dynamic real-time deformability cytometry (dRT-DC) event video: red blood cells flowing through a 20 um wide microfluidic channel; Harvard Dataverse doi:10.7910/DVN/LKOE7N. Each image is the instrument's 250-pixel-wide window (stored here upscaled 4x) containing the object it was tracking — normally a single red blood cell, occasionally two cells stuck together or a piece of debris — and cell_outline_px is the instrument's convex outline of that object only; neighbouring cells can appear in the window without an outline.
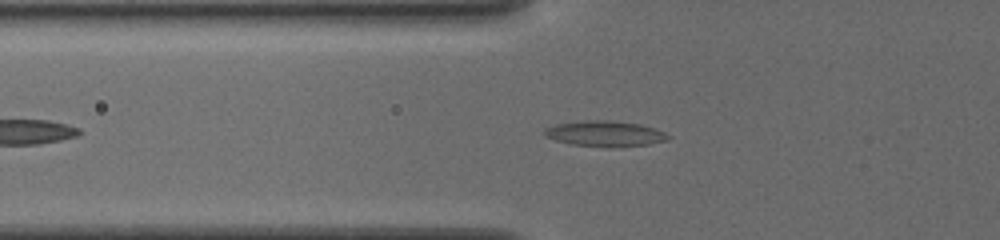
{"species": "common noctule bat (a hibernating species)", "species_latin": "Nyctalus noctula", "temperature_condition": "cold", "stored_images_in_passage": 21, "camera_frame_rate_fps": 3000, "um_per_image_px": 0.085, "animal": {"sex": "female", "body_mass_g": 19.5, "forearm_length_mm": 54.1}, "frame": {"image": 1, "passage_image": 10, "time_ms": 3.0, "image_size_px": [1000, 240], "cell_outline_px": [[672, 136], [668, 140], [648, 144], [612, 148], [572, 144], [556, 140], [544, 136], [544, 128], [556, 124], [584, 120], [612, 120], [640, 124], [664, 132]], "centroid_in_image_um": [51.42, 11.36], "position_along_channel_um": 74.4, "area_um2": 18.55}}
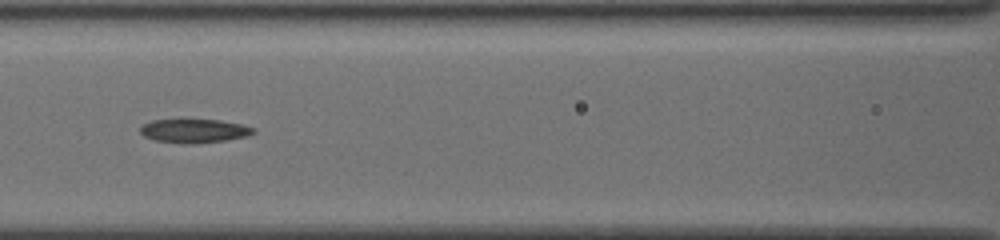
{"frame": {"image": 2, "passage_image": 16, "time_ms": 5.0, "image_size_px": [1000, 240], "cell_outline_px": [[256, 132], [244, 136], [224, 140], [192, 144], [156, 140], [144, 136], [140, 132], [140, 128], [144, 124], [152, 120], [184, 116], [220, 120], [240, 124], [256, 128]], "centroid_in_image_um": [16.47, 11.05], "position_along_channel_um": 150.1, "area_um2": 16.3}}
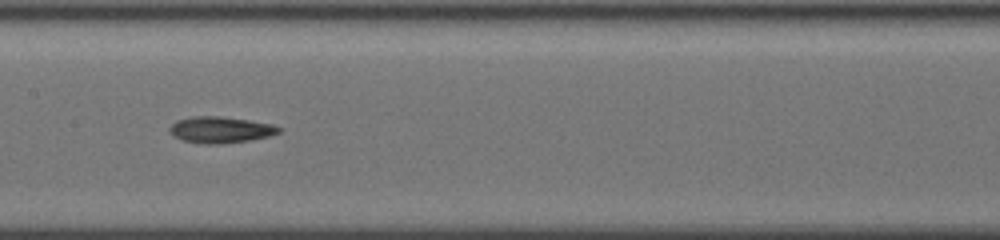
{"frame": {"image": 3, "passage_image": 19, "time_ms": 6.0, "image_size_px": [1000, 240], "cell_outline_px": [[284, 128], [280, 132], [268, 136], [252, 140], [220, 144], [204, 144], [184, 140], [168, 132], [168, 128], [176, 120], [192, 116], [220, 116], [248, 120], [272, 124]], "centroid_in_image_um": [18.76, 11.02], "position_along_channel_um": 188.6, "area_um2": 16.82}}